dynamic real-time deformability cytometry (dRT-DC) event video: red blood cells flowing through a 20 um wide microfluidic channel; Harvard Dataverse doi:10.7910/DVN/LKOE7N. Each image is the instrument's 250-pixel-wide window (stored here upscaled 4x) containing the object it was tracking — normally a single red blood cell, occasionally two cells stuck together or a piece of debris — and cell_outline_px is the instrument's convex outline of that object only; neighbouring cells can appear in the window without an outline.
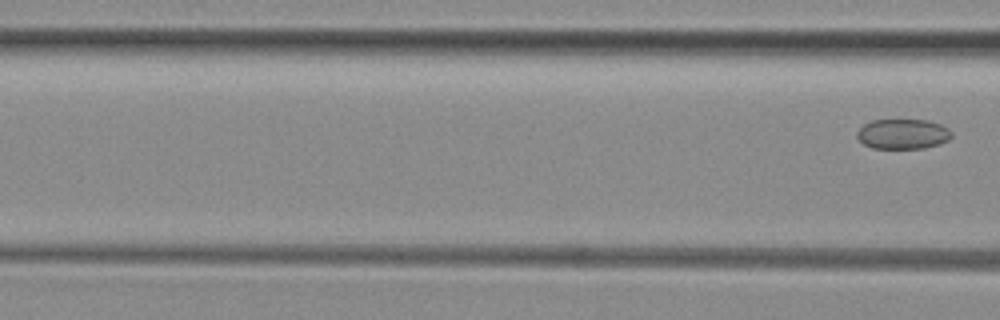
{"species": "common noctule bat (a hibernating species)", "species_latin": "Nyctalus noctula", "temperature_condition": "room temperature", "stored_images_in_passage": 7, "segment_of_instrument_passage": [2, 2], "camera_frame_rate_fps": 3000, "um_per_image_px": 0.085, "animal": {"sex": "female", "body_mass_g": 29.2, "forearm_length_mm": 56.3}, "frame": {"image": 1, "passage_image": 7, "time_ms": 2.0, "image_size_px": [1000, 320], "cell_outline_px": [[952, 136], [948, 140], [940, 144], [924, 148], [872, 148], [864, 144], [856, 136], [856, 132], [864, 124], [872, 120], [928, 120], [940, 124], [948, 128], [952, 132]], "centroid_in_image_um": [76.75, 11.39], "position_along_channel_um": 89.8, "area_um2": 16.59}}